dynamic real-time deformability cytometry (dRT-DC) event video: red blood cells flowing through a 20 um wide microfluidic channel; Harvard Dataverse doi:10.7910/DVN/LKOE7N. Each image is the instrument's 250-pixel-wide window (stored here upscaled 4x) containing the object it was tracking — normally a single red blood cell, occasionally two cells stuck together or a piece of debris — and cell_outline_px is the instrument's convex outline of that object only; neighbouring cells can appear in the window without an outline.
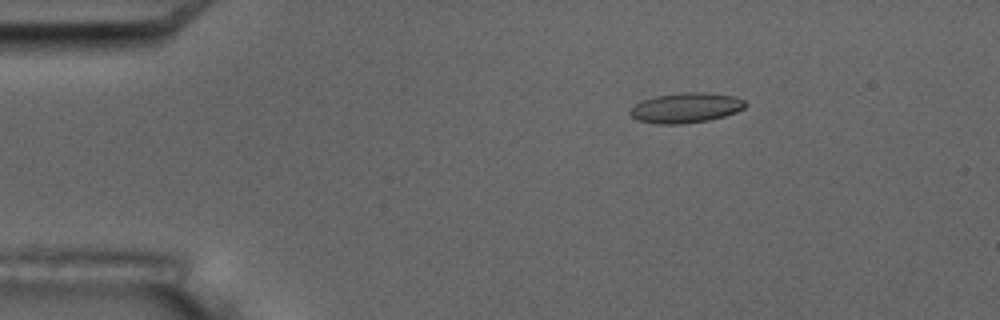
{"species": "common noctule bat (a hibernating species)", "species_latin": "Nyctalus noctula", "temperature_condition": "room temperature", "stored_images_in_passage": 4, "camera_frame_rate_fps": 3000, "um_per_image_px": 0.085, "animal": {"sex": "male", "body_mass_g": 17.5, "forearm_length_mm": 52.3}, "frame": {"image": 1, "passage_image": 3, "time_ms": 3.0, "image_size_px": [1000, 320], "cell_outline_px": [[748, 104], [744, 108], [736, 112], [724, 116], [708, 120], [680, 124], [656, 124], [636, 120], [628, 112], [640, 100], [656, 96], [684, 92], [704, 92], [732, 96], [744, 100]], "centroid_in_image_um": [58.28, 9.16], "position_along_channel_um": 26.7, "area_um2": 20.17}}